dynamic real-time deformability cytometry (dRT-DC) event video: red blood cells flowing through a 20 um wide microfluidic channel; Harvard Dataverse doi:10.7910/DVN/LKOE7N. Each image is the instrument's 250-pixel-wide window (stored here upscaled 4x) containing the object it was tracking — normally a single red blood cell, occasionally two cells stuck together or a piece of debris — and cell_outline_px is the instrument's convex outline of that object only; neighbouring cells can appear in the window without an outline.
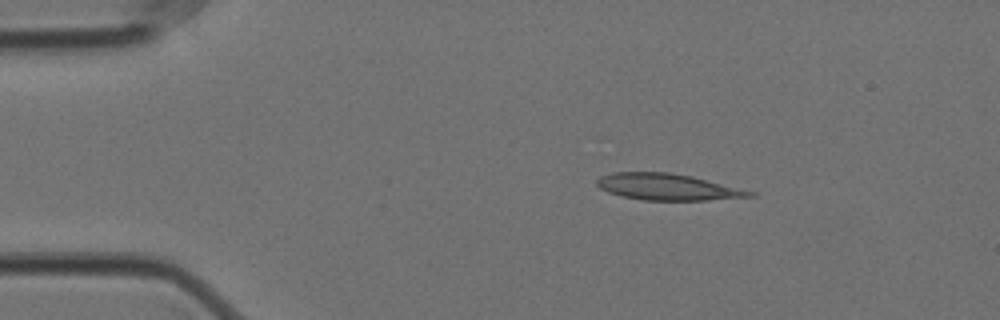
{"species": "Egyptian fruit bat (a non-hibernating species)", "species_latin": "Rousettus aegyptiacus", "temperature_condition": "cold", "stored_images_in_passage": 11, "camera_frame_rate_fps": 3000, "um_per_image_px": 0.085, "animal": {"sex": "female"}, "frame": {"image": 1, "passage_image": 9, "time_ms": 2.667, "image_size_px": [1000, 320], "cell_outline_px": [[756, 196], [708, 200], [644, 200], [620, 196], [608, 192], [600, 188], [596, 184], [596, 180], [600, 176], [612, 172], [668, 172], [692, 176], [756, 192]], "centroid_in_image_um": [56.72, 15.89], "position_along_channel_um": 28.3, "area_um2": 23.58}}